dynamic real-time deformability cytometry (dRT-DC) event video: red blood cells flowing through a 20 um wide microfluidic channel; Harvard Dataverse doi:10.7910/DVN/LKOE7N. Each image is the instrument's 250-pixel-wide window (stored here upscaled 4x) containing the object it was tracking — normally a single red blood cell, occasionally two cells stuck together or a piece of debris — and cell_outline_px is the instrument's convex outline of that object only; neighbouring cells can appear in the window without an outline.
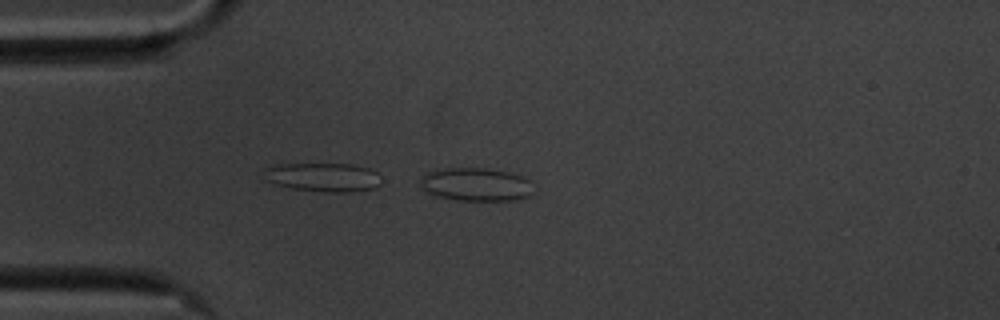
{"species": "common noctule bat (a hibernating species)", "species_latin": "Nyctalus noctula", "temperature_condition": "cold", "stored_images_in_passage": 13, "camera_frame_rate_fps": 3000, "um_per_image_px": 0.085, "animal": {"sex": "male", "body_mass_g": 20.1, "forearm_length_mm": 53.5}, "frame": {"image": 1, "passage_image": 13, "time_ms": 4.0, "image_size_px": [1000, 320], "cell_outline_px": [[536, 192], [528, 196], [516, 200], [456, 200], [436, 196], [420, 188], [420, 176], [428, 172], [448, 168], [488, 168], [508, 172], [520, 176], [528, 180]], "centroid_in_image_um": [40.45, 15.68], "position_along_channel_um": 44.6, "area_um2": 22.02}}